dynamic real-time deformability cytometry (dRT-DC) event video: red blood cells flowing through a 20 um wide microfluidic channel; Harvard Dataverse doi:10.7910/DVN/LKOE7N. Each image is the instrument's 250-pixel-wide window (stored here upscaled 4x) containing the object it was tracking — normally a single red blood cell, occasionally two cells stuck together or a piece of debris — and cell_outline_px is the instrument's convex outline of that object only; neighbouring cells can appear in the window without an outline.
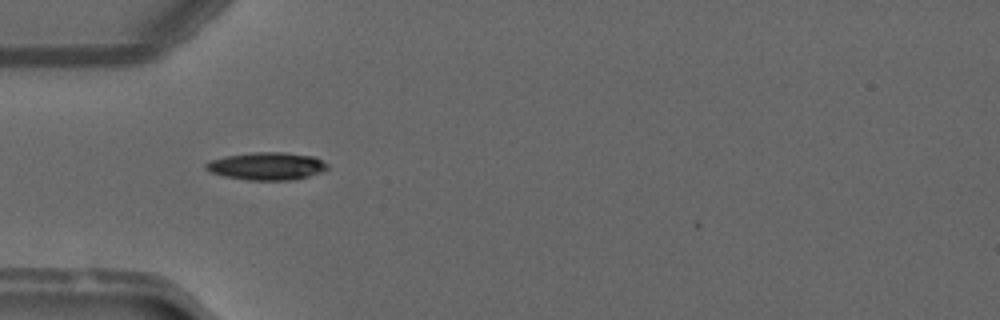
{"species": "common noctule bat (a hibernating species)", "species_latin": "Nyctalus noctula", "temperature_condition": "warm", "stored_images_in_passage": 25, "camera_frame_rate_fps": 3000, "um_per_image_px": 0.085, "animal": {"sex": "male", "forearm_length_mm": 52.5}, "frame": {"image": 1, "passage_image": 1, "time_ms": 0.0, "image_size_px": [1000, 320], "cell_outline_px": [[328, 168], [320, 172], [308, 176], [292, 180], [248, 180], [224, 176], [212, 172], [204, 168], [204, 164], [212, 160], [224, 156], [252, 152], [284, 152], [316, 156], [328, 164]], "centroid_in_image_um": [22.69, 14.11], "position_along_channel_um": 62.3, "area_um2": 19.65}}
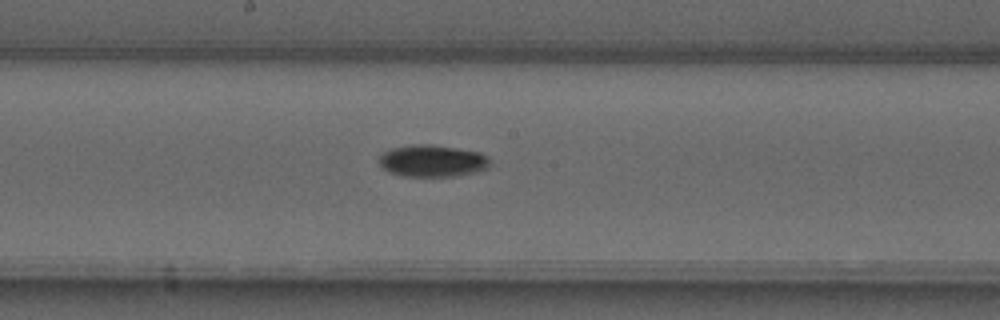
{"frame": {"image": 2, "passage_image": 12, "time_ms": 3.667, "image_size_px": [1000, 320], "cell_outline_px": [[488, 168], [476, 172], [456, 176], [404, 176], [388, 172], [380, 164], [380, 152], [392, 148], [412, 144], [432, 144], [480, 152], [488, 156]], "centroid_in_image_um": [36.73, 13.67], "position_along_channel_um": 211.5, "area_um2": 20.69}}
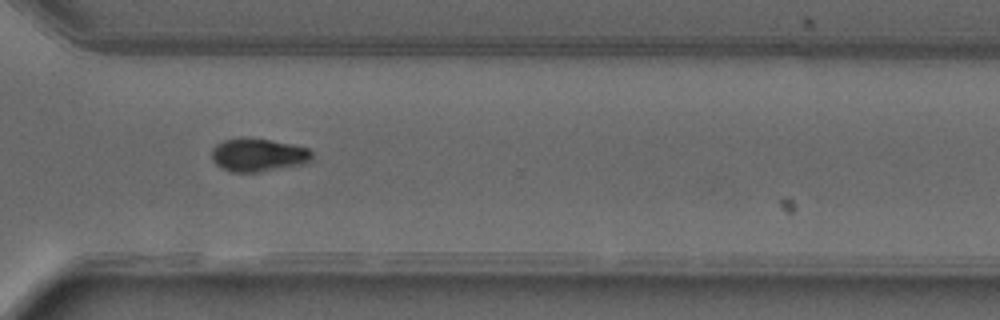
{"frame": {"image": 3, "passage_image": 22, "time_ms": 7.0, "image_size_px": [1000, 320], "cell_outline_px": [[312, 160], [308, 164], [260, 172], [232, 172], [216, 164], [212, 160], [212, 148], [216, 144], [224, 140], [244, 136], [272, 140], [292, 144], [308, 148], [312, 152]], "centroid_in_image_um": [21.98, 13.16], "position_along_channel_um": 348.6, "area_um2": 19.83}, "authors_computed_cell_mechanics": {"area_um2": 19.652, "velocity_mm_per_s": 4.1189, "shape_relaxation_time_tau1_ms": 5.4093, "shape_relaxation_time_tau2_ms": null, "deformation_change_tau1": 0.1566, "deformation_change_tau2": null}}